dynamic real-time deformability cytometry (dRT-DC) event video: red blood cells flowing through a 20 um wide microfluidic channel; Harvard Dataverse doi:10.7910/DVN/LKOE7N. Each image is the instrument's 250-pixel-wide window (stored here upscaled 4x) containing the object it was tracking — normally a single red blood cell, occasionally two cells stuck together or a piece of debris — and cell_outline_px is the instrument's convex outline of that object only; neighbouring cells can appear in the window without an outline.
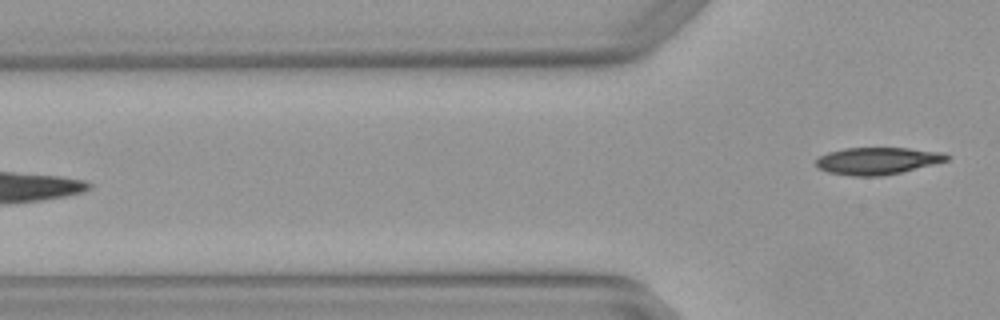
{"species": "Egyptian fruit bat (a non-hibernating species)", "species_latin": "Rousettus aegyptiacus", "temperature_condition": "warm", "stored_images_in_passage": 5, "camera_frame_rate_fps": 3000, "um_per_image_px": 0.085, "animal": {"sex": "female"}, "frame": {"image": 1, "passage_image": 5, "time_ms": 1.333, "image_size_px": [1000, 320], "cell_outline_px": [[952, 156], [948, 160], [884, 176], [852, 176], [828, 172], [816, 168], [816, 160], [820, 156], [828, 152], [844, 148], [908, 148], [944, 152]], "centroid_in_image_um": [74.57, 13.67], "position_along_channel_um": 51.2, "area_um2": 20.69}}